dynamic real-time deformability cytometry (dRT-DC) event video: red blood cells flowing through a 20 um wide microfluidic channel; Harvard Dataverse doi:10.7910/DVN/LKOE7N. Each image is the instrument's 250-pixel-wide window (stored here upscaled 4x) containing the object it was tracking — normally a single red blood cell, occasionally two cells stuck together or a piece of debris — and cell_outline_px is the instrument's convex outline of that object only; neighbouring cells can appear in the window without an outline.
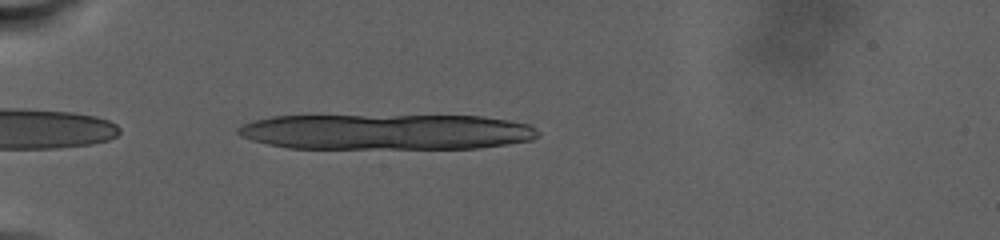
{"species": "human", "species_latin": "Homo sapiens", "temperature_condition": "warm", "stored_images_in_passage": 31, "segment_of_instrument_passage": [1, 2], "camera_frame_rate_fps": 3000, "um_per_image_px": 0.085, "donor": {"sex": "male"}, "frame": {"image": 1, "passage_image": 3, "time_ms": 0.667, "image_size_px": [1000, 240], "cell_outline_px": [[540, 136], [532, 140], [508, 144], [480, 148], [288, 148], [268, 144], [252, 140], [240, 136], [236, 132], [236, 128], [240, 124], [252, 120], [272, 116], [480, 116], [508, 120], [532, 124], [540, 132]], "centroid_in_image_um": [32.85, 11.2], "position_along_channel_um": 52.1, "area_um2": 62.77}}